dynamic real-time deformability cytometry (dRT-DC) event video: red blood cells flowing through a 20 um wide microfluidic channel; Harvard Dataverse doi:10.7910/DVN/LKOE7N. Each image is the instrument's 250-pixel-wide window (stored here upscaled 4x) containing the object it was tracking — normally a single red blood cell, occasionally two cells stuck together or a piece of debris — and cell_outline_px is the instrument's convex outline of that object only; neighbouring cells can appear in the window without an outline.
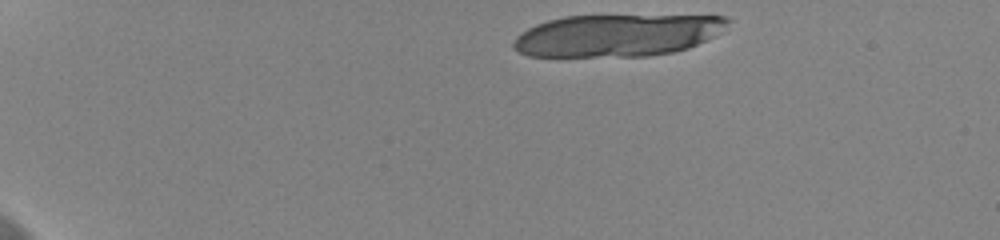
{"species": "human", "species_latin": "Homo sapiens", "temperature_condition": "cold", "stored_images_in_passage": 12, "camera_frame_rate_fps": 3000, "um_per_image_px": 0.085, "donor": {"sex": "female"}, "frame": {"image": 1, "passage_image": 1, "time_ms": 0.0, "image_size_px": [1000, 240], "cell_outline_px": [[732, 20], [716, 36], [688, 48], [672, 52], [648, 56], [528, 56], [512, 48], [512, 44], [516, 36], [528, 28], [536, 24], [548, 20], [564, 16], [724, 16]], "centroid_in_image_um": [52.45, 3.0], "position_along_channel_um": 32.6, "area_um2": 52.48}}